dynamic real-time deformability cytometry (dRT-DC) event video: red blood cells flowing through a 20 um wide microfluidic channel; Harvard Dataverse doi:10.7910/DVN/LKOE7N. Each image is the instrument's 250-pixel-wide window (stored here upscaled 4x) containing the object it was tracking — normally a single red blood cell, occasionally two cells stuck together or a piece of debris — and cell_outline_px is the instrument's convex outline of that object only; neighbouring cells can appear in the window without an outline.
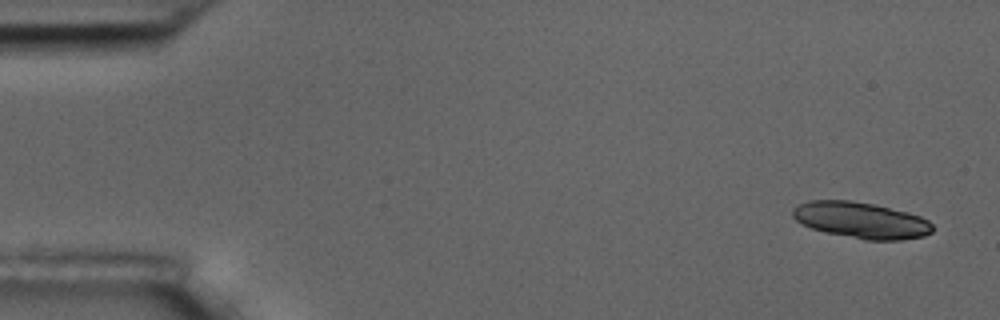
{"species": "common noctule bat (a hibernating species)", "species_latin": "Nyctalus noctula", "temperature_condition": "room temperature", "stored_images_in_passage": 6, "camera_frame_rate_fps": 3000, "um_per_image_px": 0.085, "animal": {"sex": "male", "body_mass_g": 17.5, "forearm_length_mm": 52.3}, "frame": {"image": 1, "passage_image": 1, "time_ms": 0.0, "image_size_px": [1000, 320], "cell_outline_px": [[932, 232], [924, 236], [900, 240], [864, 240], [824, 232], [812, 228], [796, 220], [792, 216], [792, 208], [800, 204], [812, 200], [852, 200], [876, 204], [908, 212], [920, 216], [928, 220], [932, 224]], "centroid_in_image_um": [73.2, 18.71], "position_along_channel_um": 11.8, "area_um2": 29.65}}